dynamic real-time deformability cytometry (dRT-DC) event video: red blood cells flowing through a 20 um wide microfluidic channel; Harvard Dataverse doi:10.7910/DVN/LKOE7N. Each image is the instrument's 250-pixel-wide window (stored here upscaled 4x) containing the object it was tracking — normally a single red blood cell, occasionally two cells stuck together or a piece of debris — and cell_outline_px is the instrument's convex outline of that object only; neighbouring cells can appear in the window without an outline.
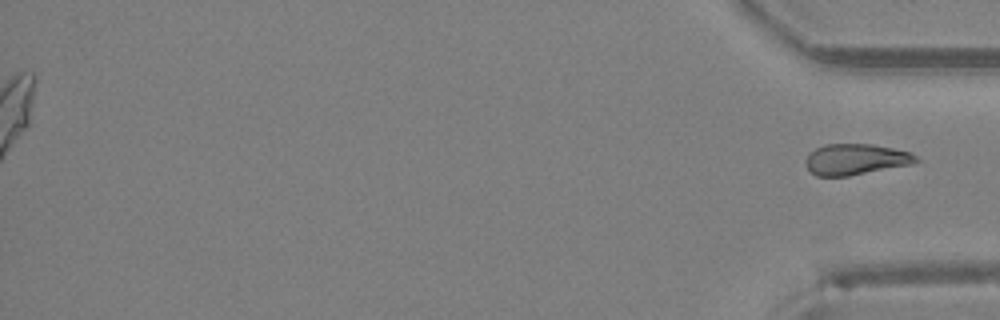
{"species": "Egyptian fruit bat (a non-hibernating species)", "species_latin": "Rousettus aegyptiacus", "temperature_condition": "room temperature", "stored_images_in_passage": 43, "segment_of_instrument_passage": [2, 2], "camera_frame_rate_fps": 3000, "um_per_image_px": 0.085, "animal": {"sex": "female"}, "frame": {"image": 1, "passage_image": 43, "time_ms": 14.0, "image_size_px": [1000, 320], "cell_outline_px": [[920, 160], [912, 164], [848, 176], [816, 176], [808, 168], [804, 160], [808, 152], [824, 144], [872, 144], [912, 152], [920, 156]], "centroid_in_image_um": [72.75, 13.53], "position_along_channel_um": 362.5, "area_um2": 20.11}}